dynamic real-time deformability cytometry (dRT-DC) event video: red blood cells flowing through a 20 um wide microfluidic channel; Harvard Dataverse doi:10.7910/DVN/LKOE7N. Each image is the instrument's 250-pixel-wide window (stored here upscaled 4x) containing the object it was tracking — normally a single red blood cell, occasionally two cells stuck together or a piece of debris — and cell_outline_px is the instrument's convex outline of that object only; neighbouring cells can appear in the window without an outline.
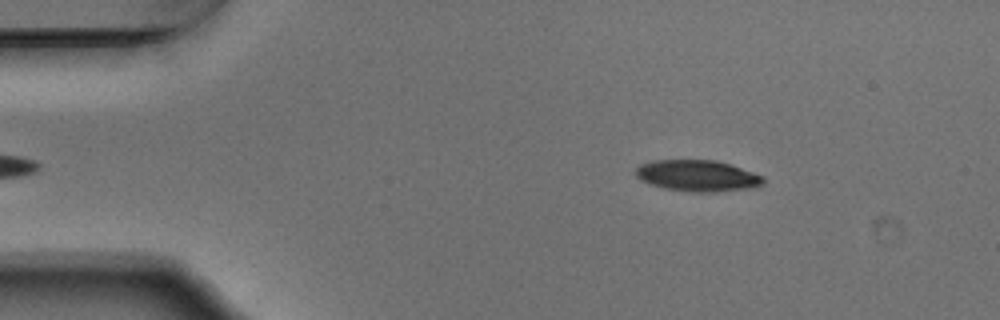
{"species": "Egyptian fruit bat (a non-hibernating species)", "species_latin": "Rousettus aegyptiacus", "temperature_condition": "warm", "stored_images_in_passage": 48, "camera_frame_rate_fps": 3000, "um_per_image_px": 0.085, "animal": {"sex": "male"}, "frame": {"image": 1, "passage_image": 3, "time_ms": 0.667, "image_size_px": [1000, 320], "cell_outline_px": [[764, 184], [756, 188], [716, 192], [692, 192], [664, 188], [640, 180], [636, 176], [636, 168], [640, 164], [652, 160], [716, 160], [732, 164], [764, 176]], "centroid_in_image_um": [59.34, 14.94], "position_along_channel_um": 25.7, "area_um2": 23.58}}
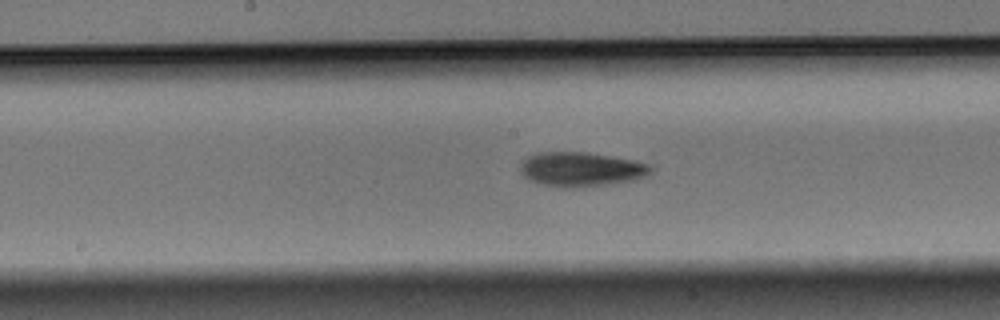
{"frame": {"image": 2, "passage_image": 22, "time_ms": 7.0, "image_size_px": [1000, 320], "cell_outline_px": [[652, 172], [648, 176], [632, 180], [572, 188], [568, 188], [540, 184], [528, 180], [520, 172], [520, 164], [528, 156], [540, 152], [588, 152], [636, 160], [648, 164], [652, 168]], "centroid_in_image_um": [49.38, 14.38], "position_along_channel_um": 198.8, "area_um2": 26.13}}
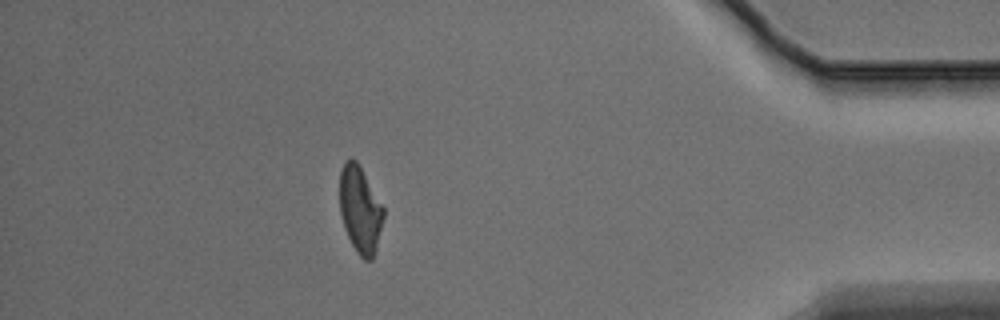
{"frame": {"image": 3, "passage_image": 42, "time_ms": 13.667, "image_size_px": [1000, 320], "cell_outline_px": [[384, 216], [376, 248], [372, 260], [364, 260], [356, 252], [344, 228], [340, 212], [340, 168], [344, 160], [352, 156], [356, 160], [384, 208]], "centroid_in_image_um": [30.59, 17.79], "position_along_channel_um": 404.6, "area_um2": 22.08}, "authors_computed_cell_mechanics": {"area_um2": 24.0159, "velocity_mm_per_s": 3.7643, "shape_relaxation_time_tau1_ms": 4.0531, "shape_relaxation_time_tau2_ms": 6.1952, "deformation_change_tau1": 0.1573, "deformation_change_tau2": 0.1465}}